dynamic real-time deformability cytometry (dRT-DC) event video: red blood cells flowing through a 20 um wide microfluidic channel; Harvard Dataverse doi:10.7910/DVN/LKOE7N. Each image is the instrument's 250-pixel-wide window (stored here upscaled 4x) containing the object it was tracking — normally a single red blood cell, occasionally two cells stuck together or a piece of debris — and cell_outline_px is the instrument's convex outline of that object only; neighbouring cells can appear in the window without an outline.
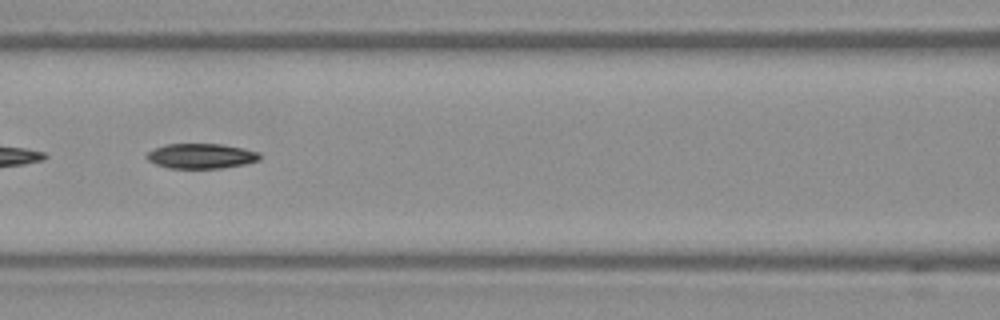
{"species": "Egyptian fruit bat (a non-hibernating species)", "species_latin": "Rousettus aegyptiacus", "temperature_condition": "warm", "stored_images_in_passage": 37, "camera_frame_rate_fps": 3000, "um_per_image_px": 0.085, "frame": {"image": 1, "passage_image": 11, "time_ms": 3.333, "image_size_px": [1000, 320], "cell_outline_px": [[260, 160], [244, 164], [220, 168], [168, 168], [156, 164], [148, 160], [144, 156], [148, 152], [164, 144], [220, 144], [244, 148], [260, 152]], "centroid_in_image_um": [17.1, 13.26], "position_along_channel_um": 149.5, "area_um2": 16.47}}